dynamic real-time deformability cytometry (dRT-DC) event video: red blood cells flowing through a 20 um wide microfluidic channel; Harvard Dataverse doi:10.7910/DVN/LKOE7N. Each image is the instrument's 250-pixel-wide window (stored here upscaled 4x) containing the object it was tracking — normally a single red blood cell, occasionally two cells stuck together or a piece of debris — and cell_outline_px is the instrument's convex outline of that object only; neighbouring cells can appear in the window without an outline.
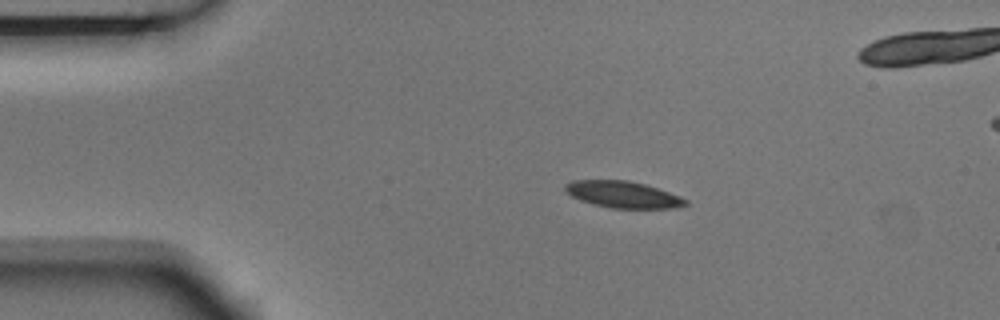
{"species": "Egyptian fruit bat (a non-hibernating species)", "species_latin": "Rousettus aegyptiacus", "temperature_condition": "room temperature", "stored_images_in_passage": 8, "camera_frame_rate_fps": 3000, "um_per_image_px": 0.085, "animal": {"sex": "male"}, "frame": {"image": 1, "passage_image": 3, "time_ms": 0.667, "image_size_px": [1000, 320], "cell_outline_px": [[688, 204], [672, 208], [612, 208], [592, 204], [580, 200], [564, 192], [564, 184], [572, 180], [628, 180], [644, 184], [680, 196], [688, 200]], "centroid_in_image_um": [52.9, 16.53], "position_along_channel_um": 32.1, "area_um2": 18.67}}
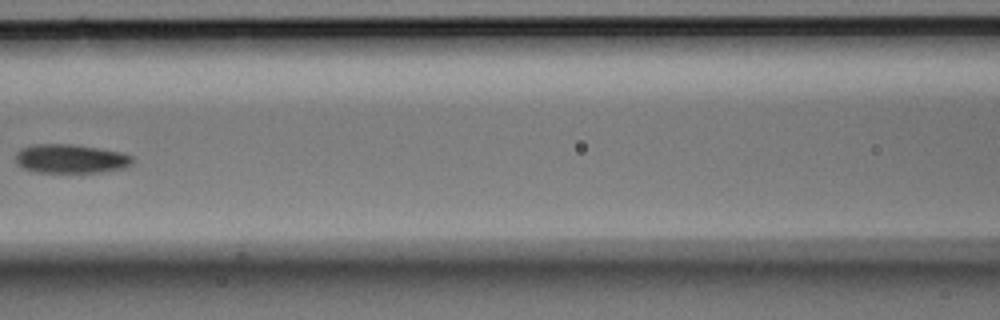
{"frame": {"image": 2, "passage_image": 7, "time_ms": 2.0, "image_size_px": [1000, 320], "cell_outline_px": [[132, 164], [124, 168], [100, 172], [36, 172], [24, 168], [16, 164], [16, 152], [20, 148], [32, 144], [72, 144], [120, 152], [132, 156]], "centroid_in_image_um": [5.96, 13.49], "position_along_channel_um": 160.6, "area_um2": 19.65}}
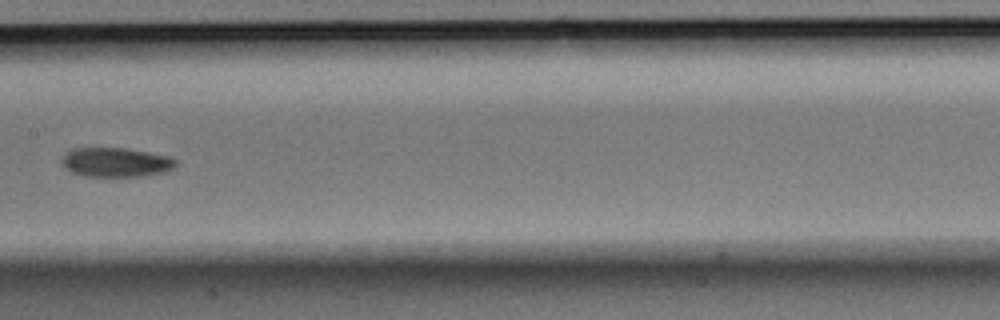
{"frame": {"image": 3, "passage_image": 8, "time_ms": 2.333, "image_size_px": [1000, 320], "cell_outline_px": [[176, 168], [168, 172], [140, 176], [84, 176], [72, 172], [64, 168], [60, 160], [72, 148], [128, 148], [168, 156], [176, 160]], "centroid_in_image_um": [9.87, 13.8], "position_along_channel_um": 197.5, "area_um2": 19.59}}